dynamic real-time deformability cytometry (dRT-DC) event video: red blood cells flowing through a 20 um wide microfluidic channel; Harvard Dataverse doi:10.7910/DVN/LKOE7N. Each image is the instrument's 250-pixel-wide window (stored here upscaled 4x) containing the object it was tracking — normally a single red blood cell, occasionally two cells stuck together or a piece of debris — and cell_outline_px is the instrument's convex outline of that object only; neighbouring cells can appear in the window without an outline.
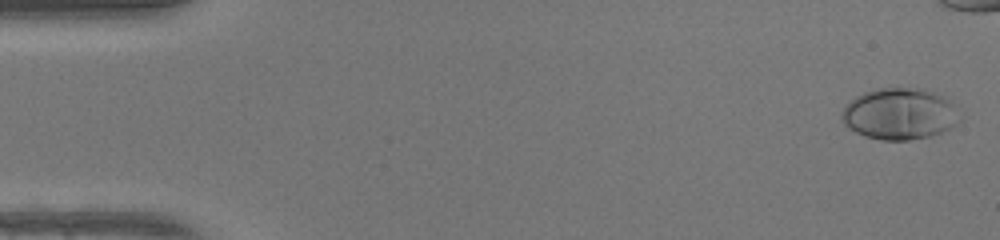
{"species": "human", "species_latin": "Homo sapiens", "temperature_condition": "warm", "stored_images_in_passage": 42, "camera_frame_rate_fps": 3000, "um_per_image_px": 0.085, "donor": {"sex": "female"}, "frame": {"image": 1, "passage_image": 1, "time_ms": 0.0, "image_size_px": [1000, 240], "cell_outline_px": [[964, 116], [952, 128], [932, 136], [908, 140], [880, 140], [864, 136], [848, 128], [844, 124], [840, 116], [844, 104], [856, 96], [864, 92], [880, 88], [924, 88], [948, 96], [952, 100]], "centroid_in_image_um": [76.53, 9.67], "position_along_channel_um": 8.5, "area_um2": 36.41}}
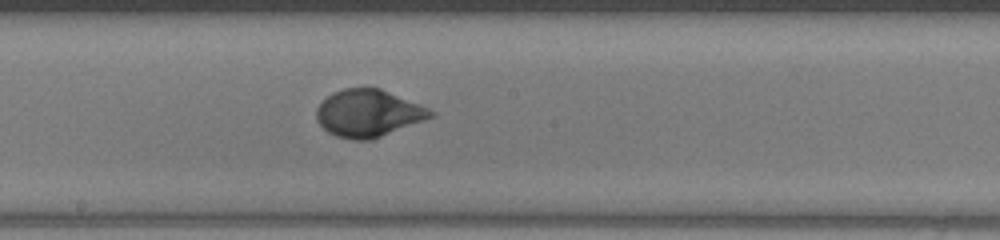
{"frame": {"image": 2, "passage_image": 26, "time_ms": 8.333, "image_size_px": [1000, 240], "cell_outline_px": [[436, 116], [372, 140], [352, 140], [336, 136], [328, 132], [316, 120], [316, 108], [332, 92], [344, 88], [380, 88], [420, 104], [436, 112]], "centroid_in_image_um": [31.33, 9.63], "position_along_channel_um": 216.9, "area_um2": 31.56}}
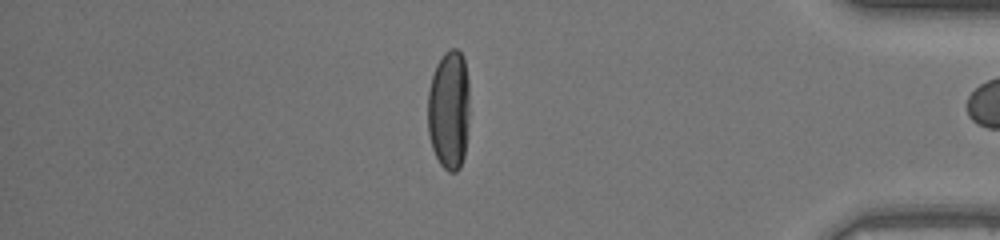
{"frame": {"image": 3, "passage_image": 41, "time_ms": 13.333, "image_size_px": [1000, 240], "cell_outline_px": [[468, 120], [464, 156], [460, 168], [456, 172], [448, 172], [440, 164], [432, 148], [428, 132], [428, 92], [432, 76], [436, 64], [444, 52], [448, 48], [456, 48], [460, 52], [464, 60], [468, 80]], "centroid_in_image_um": [38.15, 9.34], "position_along_channel_um": 397.0, "area_um2": 29.19}}